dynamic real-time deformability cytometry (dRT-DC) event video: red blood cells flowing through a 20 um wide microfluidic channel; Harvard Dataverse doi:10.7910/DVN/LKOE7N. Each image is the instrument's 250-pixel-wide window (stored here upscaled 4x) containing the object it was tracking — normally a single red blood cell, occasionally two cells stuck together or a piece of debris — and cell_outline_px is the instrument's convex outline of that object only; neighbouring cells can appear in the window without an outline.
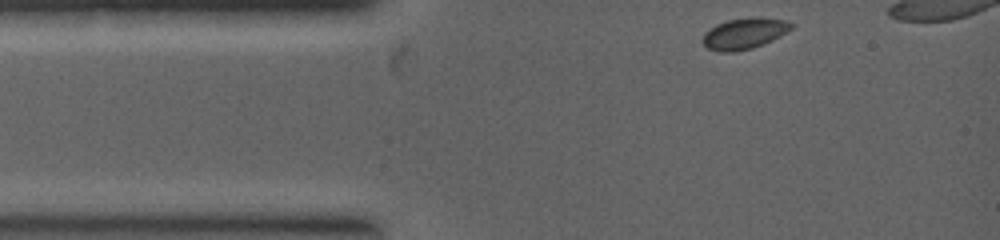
{"species": "common noctule bat (a hibernating species)", "species_latin": "Nyctalus noctula", "temperature_condition": "warm", "stored_images_in_passage": 4, "camera_frame_rate_fps": 5000, "um_per_image_px": 0.085, "animal": {"sex": "female", "body_mass_g": 19.0, "forearm_length_mm": 53.3}, "frame": {"image": 1, "passage_image": 1, "time_ms": 0.0, "image_size_px": [1000, 240], "cell_outline_px": [[796, 24], [792, 28], [780, 36], [772, 40], [752, 48], [732, 52], [720, 52], [708, 48], [704, 44], [704, 32], [716, 24], [728, 20], [752, 16], [760, 16], [784, 20]], "centroid_in_image_um": [63.3, 2.82], "position_along_channel_um": 21.7, "area_um2": 16.07}}